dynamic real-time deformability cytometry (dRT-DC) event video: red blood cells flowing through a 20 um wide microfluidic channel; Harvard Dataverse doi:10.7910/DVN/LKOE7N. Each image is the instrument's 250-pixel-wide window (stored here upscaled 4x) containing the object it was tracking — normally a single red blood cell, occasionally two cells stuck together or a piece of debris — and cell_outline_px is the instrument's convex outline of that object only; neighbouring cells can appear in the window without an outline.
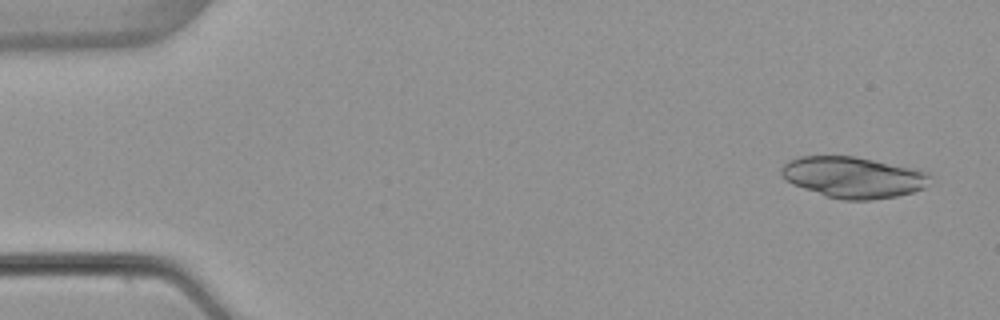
{"species": "common noctule bat (a hibernating species)", "species_latin": "Nyctalus noctula", "temperature_condition": "warm", "stored_images_in_passage": 4, "camera_frame_rate_fps": 3000, "um_per_image_px": 0.085, "animal": {"sex": "female", "body_mass_g": 22.7, "forearm_length_mm": 54.2}, "frame": {"image": 1, "passage_image": 1, "time_ms": 0.0, "image_size_px": [1000, 320], "cell_outline_px": [[932, 176], [924, 188], [912, 192], [896, 196], [872, 200], [844, 200], [828, 196], [792, 184], [784, 180], [780, 172], [780, 168], [788, 160], [800, 156], [856, 156], [920, 168], [928, 172]], "centroid_in_image_um": [72.56, 15.05], "position_along_channel_um": 12.4, "area_um2": 36.07}}
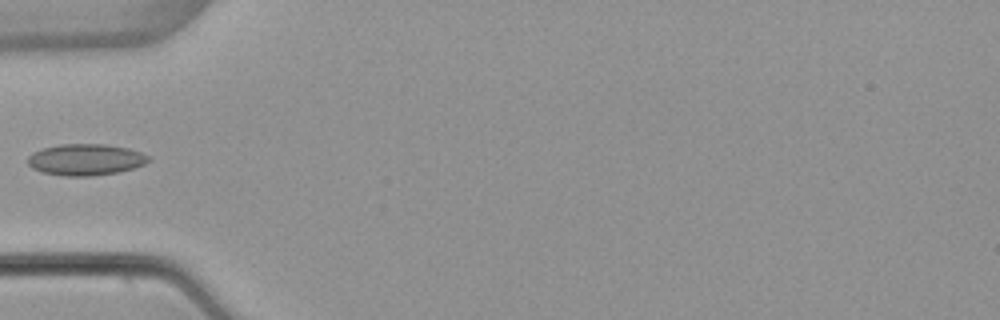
{"frame": {"image": 2, "passage_image": 4, "time_ms": 5.0, "image_size_px": [1000, 320], "cell_outline_px": [[148, 160], [144, 164], [132, 168], [116, 172], [92, 176], [64, 176], [44, 172], [32, 168], [28, 164], [28, 156], [32, 152], [44, 148], [60, 144], [104, 144], [128, 148], [140, 152], [148, 156]], "centroid_in_image_um": [7.24, 13.56], "position_along_channel_um": 77.8, "area_um2": 21.85}}